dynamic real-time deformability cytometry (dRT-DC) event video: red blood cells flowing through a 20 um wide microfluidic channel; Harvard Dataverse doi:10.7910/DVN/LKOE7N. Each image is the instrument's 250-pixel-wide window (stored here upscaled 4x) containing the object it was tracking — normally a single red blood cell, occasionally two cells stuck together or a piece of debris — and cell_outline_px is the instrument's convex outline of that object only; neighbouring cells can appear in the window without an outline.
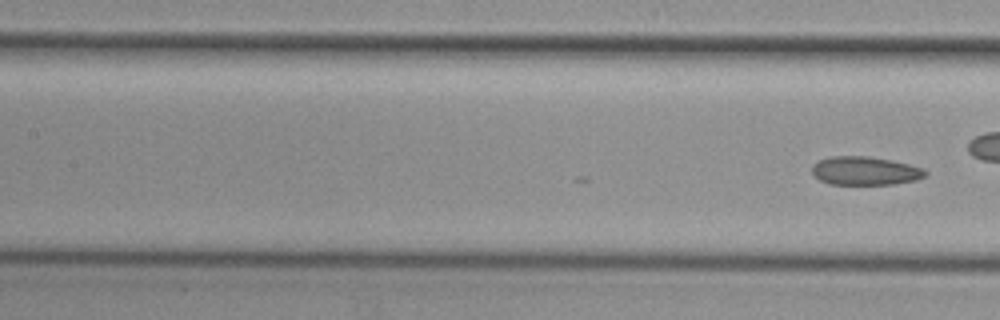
{"species": "common noctule bat (a hibernating species)", "species_latin": "Nyctalus noctula", "temperature_condition": "cold", "stored_images_in_passage": 17, "camera_frame_rate_fps": 3000, "um_per_image_px": 0.085, "animal": {"sex": "female", "body_mass_g": 29.2, "forearm_length_mm": 56.3}, "frame": {"image": 1, "passage_image": 17, "time_ms": 5.333, "image_size_px": [1000, 320], "cell_outline_px": [[928, 176], [916, 180], [892, 184], [832, 184], [820, 180], [812, 172], [812, 164], [820, 160], [832, 156], [868, 156], [892, 160], [924, 168], [928, 172]], "centroid_in_image_um": [73.57, 14.51], "position_along_channel_um": 133.8, "area_um2": 18.84}}